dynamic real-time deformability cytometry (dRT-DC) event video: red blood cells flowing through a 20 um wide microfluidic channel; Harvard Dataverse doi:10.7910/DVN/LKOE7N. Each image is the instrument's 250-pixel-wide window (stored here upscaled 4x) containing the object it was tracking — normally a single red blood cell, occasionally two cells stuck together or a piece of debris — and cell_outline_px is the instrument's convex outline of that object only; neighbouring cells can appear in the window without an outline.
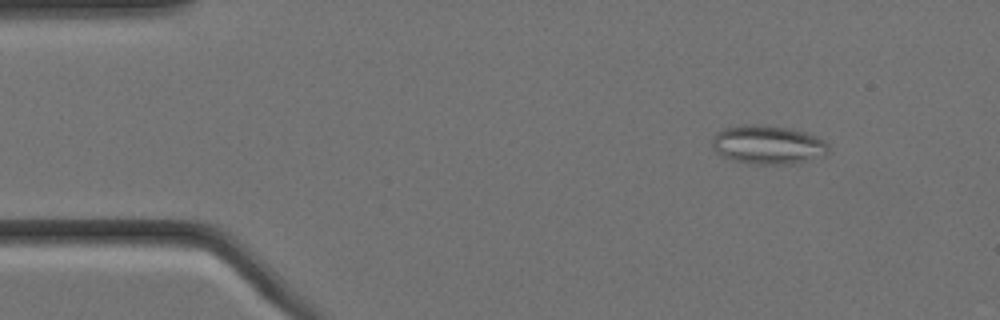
{"species": "Egyptian fruit bat (a non-hibernating species)", "species_latin": "Rousettus aegyptiacus", "temperature_condition": "cold", "stored_images_in_passage": 9, "camera_frame_rate_fps": 3000, "um_per_image_px": 0.085, "animal": {"sex": "female"}, "frame": {"image": 1, "passage_image": 2, "time_ms": 0.333, "image_size_px": [1000, 320], "cell_outline_px": [[832, 152], [824, 156], [792, 164], [756, 164], [736, 160], [720, 156], [712, 148], [712, 140], [716, 132], [724, 128], [744, 124], [756, 124], [792, 128], [816, 136], [824, 140], [828, 144]], "centroid_in_image_um": [65.3, 12.3], "position_along_channel_um": 19.7, "area_um2": 26.59}}
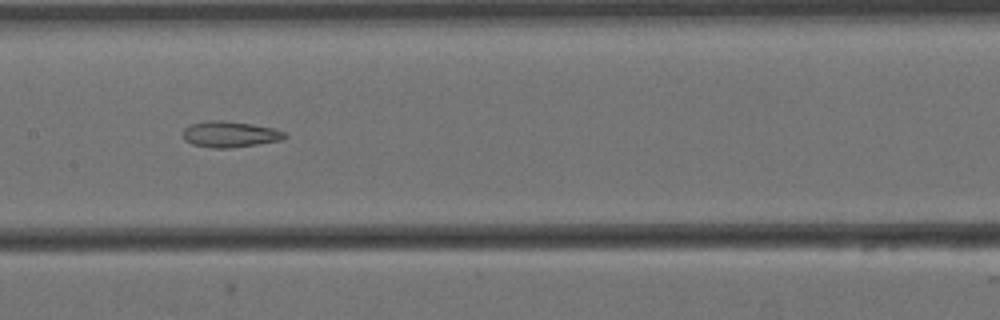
{"frame": {"image": 2, "passage_image": 8, "time_ms": 2.333, "image_size_px": [1000, 320], "cell_outline_px": [[288, 136], [284, 140], [232, 148], [212, 148], [192, 144], [184, 140], [184, 128], [188, 124], [208, 120], [224, 120], [252, 124], [276, 128], [284, 132]], "centroid_in_image_um": [19.57, 11.41], "position_along_channel_um": 187.8, "area_um2": 15.72}}
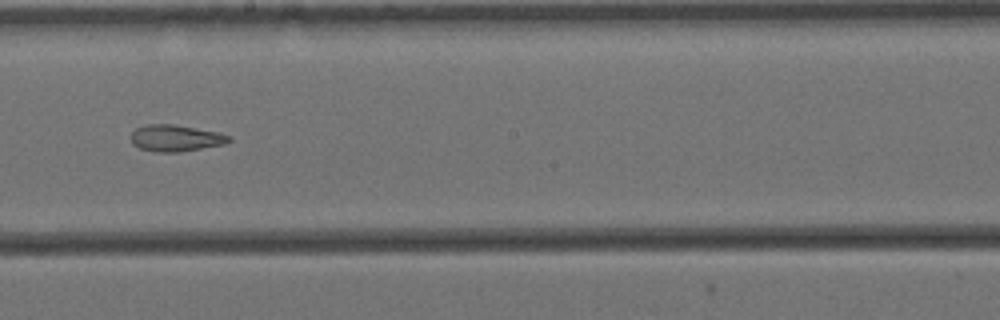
{"frame": {"image": 3, "passage_image": 9, "time_ms": 2.667, "image_size_px": [1000, 320], "cell_outline_px": [[232, 140], [224, 144], [180, 152], [156, 152], [140, 148], [132, 144], [132, 132], [136, 128], [148, 124], [172, 124], [220, 132], [232, 136]], "centroid_in_image_um": [14.97, 11.74], "position_along_channel_um": 233.2, "area_um2": 15.2}}